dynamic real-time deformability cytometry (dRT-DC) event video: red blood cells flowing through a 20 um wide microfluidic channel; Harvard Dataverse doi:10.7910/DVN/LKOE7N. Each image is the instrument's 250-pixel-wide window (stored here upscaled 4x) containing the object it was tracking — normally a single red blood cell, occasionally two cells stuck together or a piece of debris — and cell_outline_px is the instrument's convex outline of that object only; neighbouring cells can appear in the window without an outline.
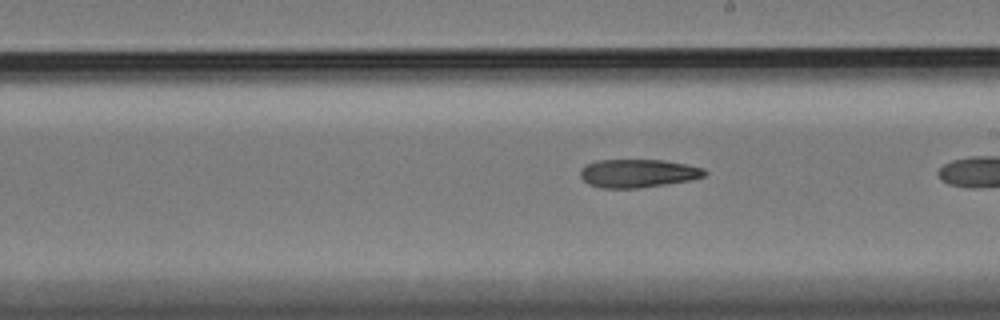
{"species": "Egyptian fruit bat (a non-hibernating species)", "species_latin": "Rousettus aegyptiacus", "temperature_condition": "cold", "stored_images_in_passage": 15, "camera_frame_rate_fps": 3000, "um_per_image_px": 0.085, "animal": {"sex": "female"}, "frame": {"image": 1, "passage_image": 13, "time_ms": 4.0, "image_size_px": [1000, 320], "cell_outline_px": [[708, 172], [704, 176], [692, 180], [640, 188], [600, 188], [588, 184], [580, 176], [580, 172], [588, 164], [596, 160], [664, 160], [704, 168]], "centroid_in_image_um": [54.25, 14.74], "position_along_channel_um": 234.8, "area_um2": 20.46}}